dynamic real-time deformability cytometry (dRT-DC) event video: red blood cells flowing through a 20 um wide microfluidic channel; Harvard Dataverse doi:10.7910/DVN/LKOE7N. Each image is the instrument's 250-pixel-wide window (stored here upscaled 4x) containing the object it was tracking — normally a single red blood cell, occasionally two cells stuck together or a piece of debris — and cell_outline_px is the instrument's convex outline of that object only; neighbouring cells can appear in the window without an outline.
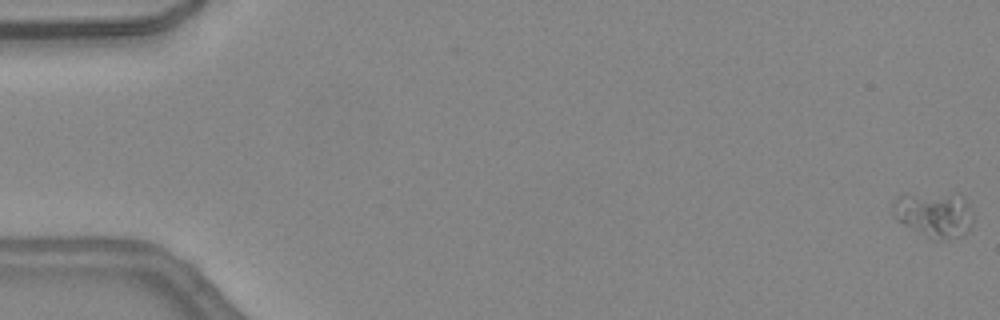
{"species": "common noctule bat (a hibernating species)", "species_latin": "Nyctalus noctula", "temperature_condition": "warm", "stored_images_in_passage": 8, "camera_frame_rate_fps": 3000, "um_per_image_px": 0.085, "animal": {"sex": "female", "body_mass_g": 24.6, "forearm_length_mm": 56.2}, "frame": {"image": 1, "passage_image": 1, "time_ms": 0.0, "image_size_px": [1000, 320], "cell_outline_px": [[972, 220], [968, 228], [960, 236], [940, 240], [932, 240], [904, 224], [892, 212], [892, 204], [896, 196], [964, 196], [968, 204], [972, 216]], "centroid_in_image_um": [79.4, 18.29], "position_along_channel_um": 5.6, "area_um2": 20.06}}